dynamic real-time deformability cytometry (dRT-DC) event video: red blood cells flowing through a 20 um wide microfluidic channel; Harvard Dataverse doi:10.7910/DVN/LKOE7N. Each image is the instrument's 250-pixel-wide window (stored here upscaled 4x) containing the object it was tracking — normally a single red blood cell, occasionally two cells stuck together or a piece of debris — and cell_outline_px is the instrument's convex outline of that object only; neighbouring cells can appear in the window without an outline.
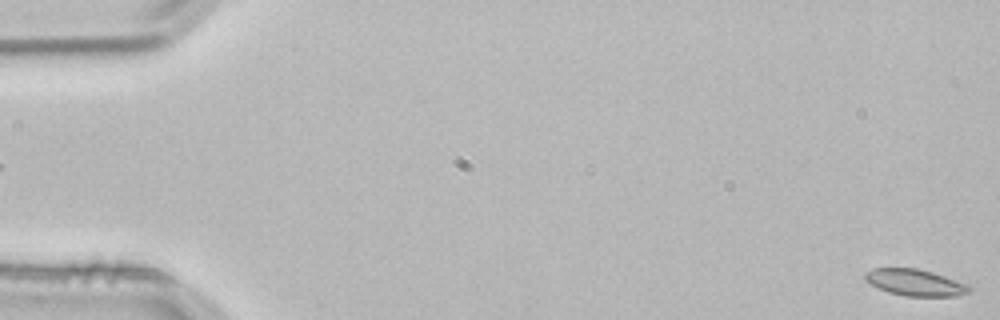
{"species": "common noctule bat (a hibernating species)", "species_latin": "Nyctalus noctula", "temperature_condition": "room temperature", "stored_images_in_passage": 3, "segment_of_instrument_passage": [2, 2], "camera_frame_rate_fps": 3000, "um_per_image_px": 0.085, "animal": {"sex": "male", "body_mass_g": 21.5, "forearm_length_mm": 52.0}, "frame": {"image": 1, "passage_image": 3, "time_ms": 0.667, "image_size_px": [1000, 320], "cell_outline_px": [[972, 288], [968, 292], [956, 296], [904, 296], [888, 292], [864, 280], [864, 272], [872, 268], [916, 268], [932, 272], [968, 284]], "centroid_in_image_um": [77.77, 24.01], "position_along_channel_um": 7.2, "area_um2": 16.07}}